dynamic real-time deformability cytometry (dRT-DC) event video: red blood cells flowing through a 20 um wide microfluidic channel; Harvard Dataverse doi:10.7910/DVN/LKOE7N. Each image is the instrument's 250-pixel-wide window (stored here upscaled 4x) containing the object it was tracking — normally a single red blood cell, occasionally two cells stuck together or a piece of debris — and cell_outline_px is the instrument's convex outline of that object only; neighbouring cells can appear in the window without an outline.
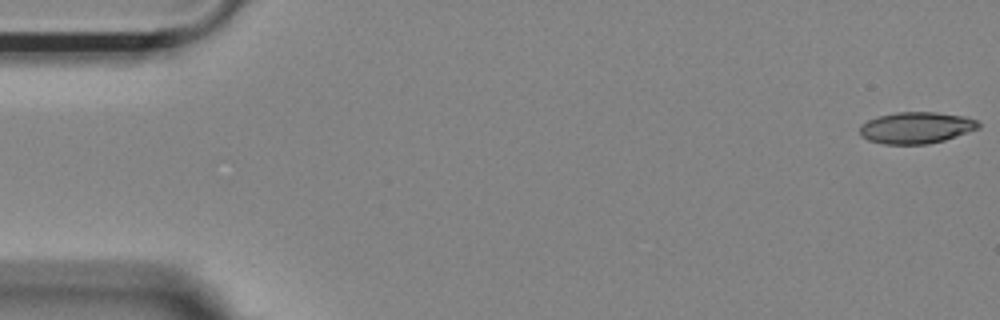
{"species": "Egyptian fruit bat (a non-hibernating species)", "species_latin": "Rousettus aegyptiacus", "temperature_condition": "room temperature", "stored_images_in_passage": 48, "camera_frame_rate_fps": 3000, "um_per_image_px": 0.085, "animal": {"sex": "female"}, "frame": {"image": 1, "passage_image": 1, "time_ms": 0.0, "image_size_px": [1000, 320], "cell_outline_px": [[980, 128], [944, 140], [928, 144], [884, 144], [868, 140], [860, 136], [860, 124], [868, 120], [880, 116], [896, 112], [936, 112], [964, 116], [976, 120], [980, 124]], "centroid_in_image_um": [77.87, 10.86], "position_along_channel_um": 7.1, "area_um2": 21.79}}
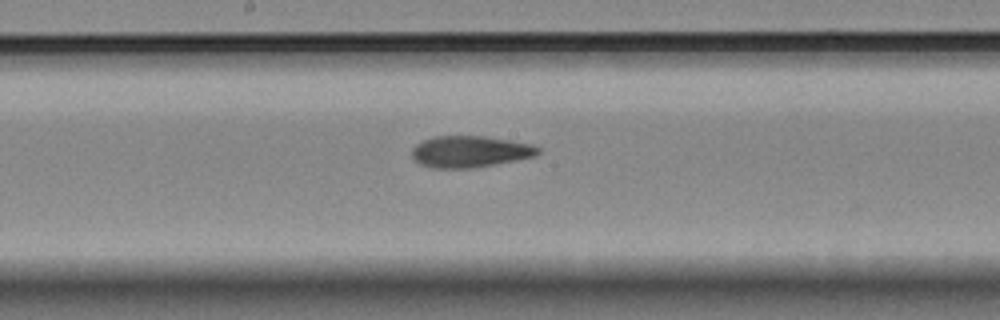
{"frame": {"image": 2, "passage_image": 28, "time_ms": 9.0, "image_size_px": [1000, 320], "cell_outline_px": [[540, 152], [536, 156], [472, 168], [432, 168], [420, 164], [412, 156], [412, 148], [416, 144], [424, 140], [436, 136], [484, 136], [532, 144], [540, 148]], "centroid_in_image_um": [39.94, 12.88], "position_along_channel_um": 208.3, "area_um2": 23.0}}
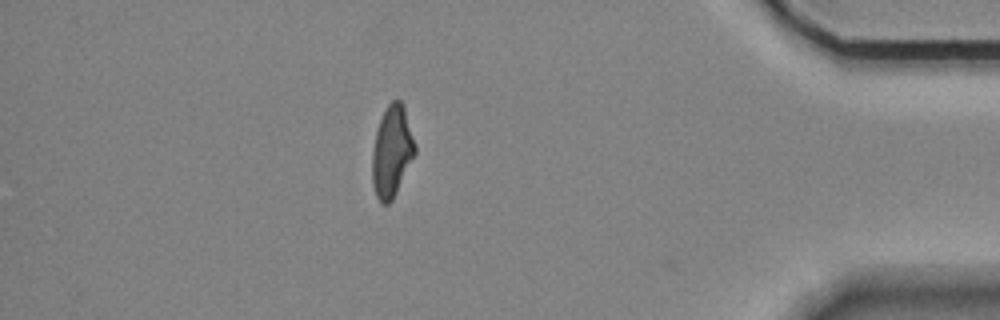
{"frame": {"image": 3, "passage_image": 47, "time_ms": 15.333, "image_size_px": [1000, 320], "cell_outline_px": [[416, 152], [392, 200], [388, 204], [380, 204], [376, 196], [372, 184], [372, 152], [376, 132], [380, 120], [388, 104], [392, 100], [400, 100], [404, 104], [416, 144]], "centroid_in_image_um": [33.31, 12.87], "position_along_channel_um": 401.9, "area_um2": 22.77}, "authors_computed_cell_mechanics": {"area_um2": 23.0622, "velocity_mm_per_s": 3.7135, "shape_relaxation_time_tau1_ms": 7.8762, "shape_relaxation_time_tau2_ms": 2.4436, "deformation_change_tau1": 0.2347, "deformation_change_tau2": 0.0955}}